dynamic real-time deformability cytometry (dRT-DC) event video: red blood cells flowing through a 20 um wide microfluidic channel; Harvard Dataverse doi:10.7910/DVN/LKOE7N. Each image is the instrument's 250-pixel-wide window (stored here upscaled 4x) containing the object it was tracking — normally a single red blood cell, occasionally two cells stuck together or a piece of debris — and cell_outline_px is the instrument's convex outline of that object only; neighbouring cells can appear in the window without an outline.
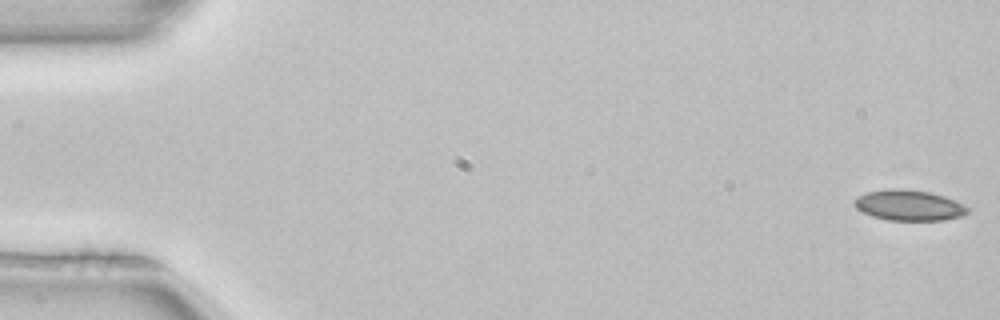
{"species": "common noctule bat (a hibernating species)", "species_latin": "Nyctalus noctula", "temperature_condition": "room temperature", "stored_images_in_passage": 53, "segment_of_instrument_passage": [1, 2], "camera_frame_rate_fps": 3000, "um_per_image_px": 0.085, "animal": {"sex": "female", "body_mass_g": 22.7, "forearm_length_mm": 54.2}, "frame": {"image": 1, "passage_image": 1, "time_ms": 0.0, "image_size_px": [1000, 320], "cell_outline_px": [[968, 212], [960, 216], [944, 220], [888, 220], [872, 216], [856, 208], [852, 204], [852, 200], [856, 196], [868, 192], [888, 188], [904, 188], [928, 192], [944, 196], [956, 200], [968, 208]], "centroid_in_image_um": [77.21, 17.44], "position_along_channel_um": 7.8, "area_um2": 20.29}}
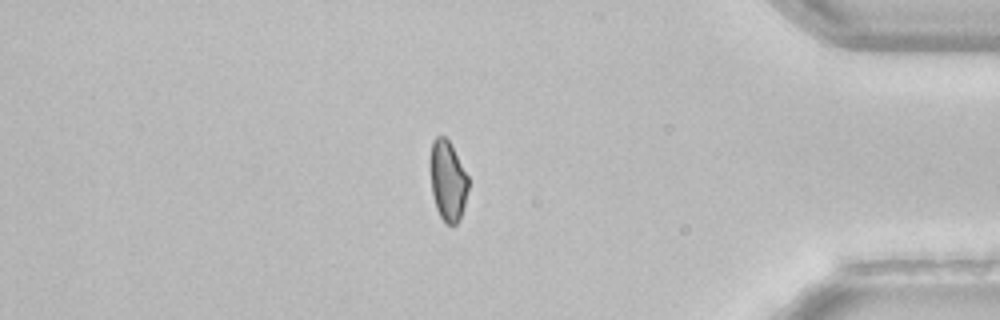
{"frame": {"image": 2, "passage_image": 44, "time_ms": 14.333, "image_size_px": [1000, 320], "cell_outline_px": [[468, 188], [460, 220], [456, 224], [448, 224], [440, 216], [436, 208], [432, 196], [428, 164], [428, 160], [432, 140], [436, 136], [444, 136], [448, 140], [468, 176]], "centroid_in_image_um": [38.01, 15.33], "position_along_channel_um": 397.2, "area_um2": 18.03}}